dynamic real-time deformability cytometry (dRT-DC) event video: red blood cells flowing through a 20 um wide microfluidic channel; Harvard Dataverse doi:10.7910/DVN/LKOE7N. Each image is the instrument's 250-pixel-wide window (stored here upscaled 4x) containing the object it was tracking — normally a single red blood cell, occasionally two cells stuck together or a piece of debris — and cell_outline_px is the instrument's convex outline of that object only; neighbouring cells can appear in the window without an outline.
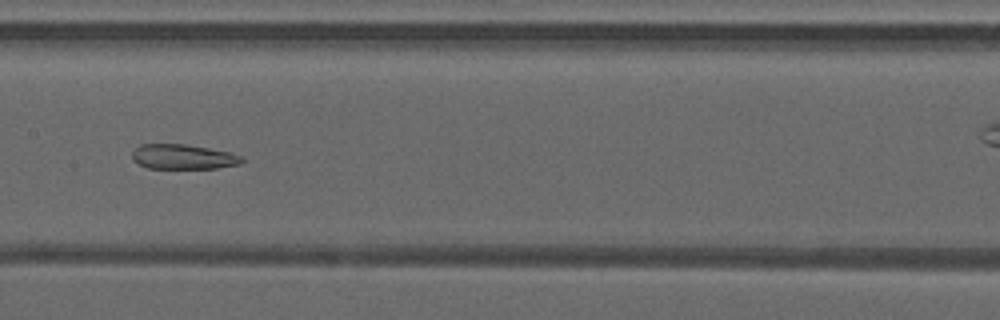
{"species": "common noctule bat (a hibernating species)", "species_latin": "Nyctalus noctula", "temperature_condition": "warm", "stored_images_in_passage": 38, "camera_frame_rate_fps": 3000, "um_per_image_px": 0.085, "animal": {"sex": "male", "forearm_length_mm": 52.5}, "frame": {"image": 1, "passage_image": 13, "time_ms": 4.0, "image_size_px": [1000, 320], "cell_outline_px": [[244, 160], [240, 164], [216, 168], [148, 168], [132, 160], [132, 152], [140, 144], [184, 144], [232, 152], [244, 156]], "centroid_in_image_um": [15.6, 13.32], "position_along_channel_um": 191.8, "area_um2": 15.95}}
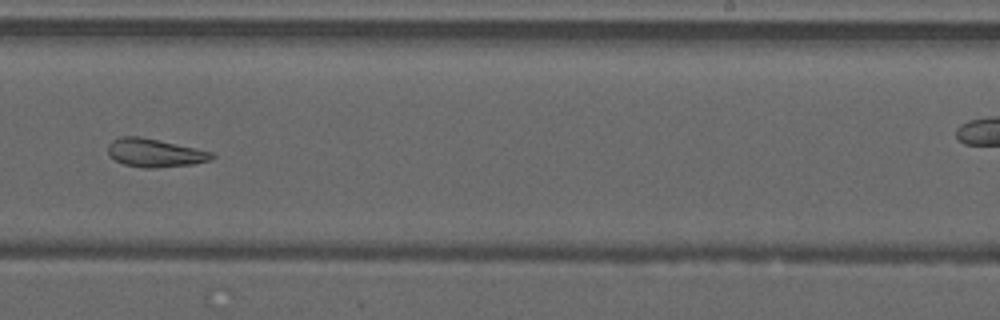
{"frame": {"image": 2, "passage_image": 19, "time_ms": 6.0, "image_size_px": [1000, 320], "cell_outline_px": [[216, 156], [212, 160], [192, 164], [152, 168], [144, 168], [124, 164], [116, 160], [108, 152], [108, 144], [112, 140], [120, 136], [140, 136], [212, 152]], "centroid_in_image_um": [13.16, 12.99], "position_along_channel_um": 275.8, "area_um2": 16.94}}
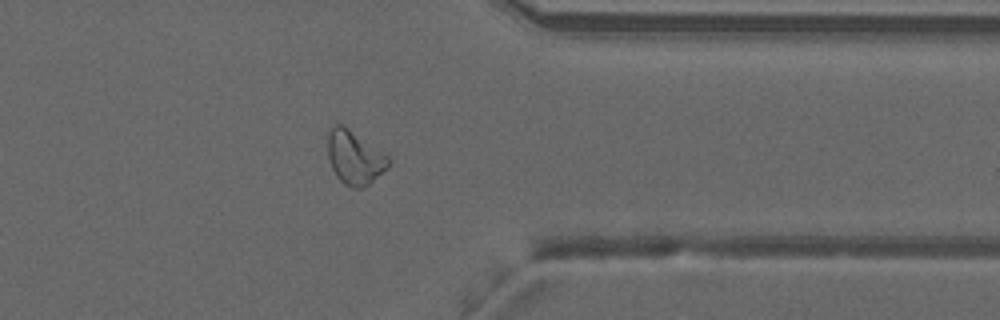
{"frame": {"image": 3, "passage_image": 27, "time_ms": 8.667, "image_size_px": [1000, 320], "cell_outline_px": [[392, 160], [364, 188], [352, 188], [344, 184], [336, 176], [332, 168], [328, 156], [328, 132], [332, 124], [344, 124], [388, 156]], "centroid_in_image_um": [30.09, 13.35], "position_along_channel_um": 381.3, "area_um2": 18.79}, "authors_computed_cell_mechanics": {"area_um2": 18.8139, "velocity_mm_per_s": 4.2292, "shape_relaxation_time_tau1_ms": null, "shape_relaxation_time_tau2_ms": 3.797, "deformation_change_tau1": null, "deformation_change_tau2": 0.1185}}